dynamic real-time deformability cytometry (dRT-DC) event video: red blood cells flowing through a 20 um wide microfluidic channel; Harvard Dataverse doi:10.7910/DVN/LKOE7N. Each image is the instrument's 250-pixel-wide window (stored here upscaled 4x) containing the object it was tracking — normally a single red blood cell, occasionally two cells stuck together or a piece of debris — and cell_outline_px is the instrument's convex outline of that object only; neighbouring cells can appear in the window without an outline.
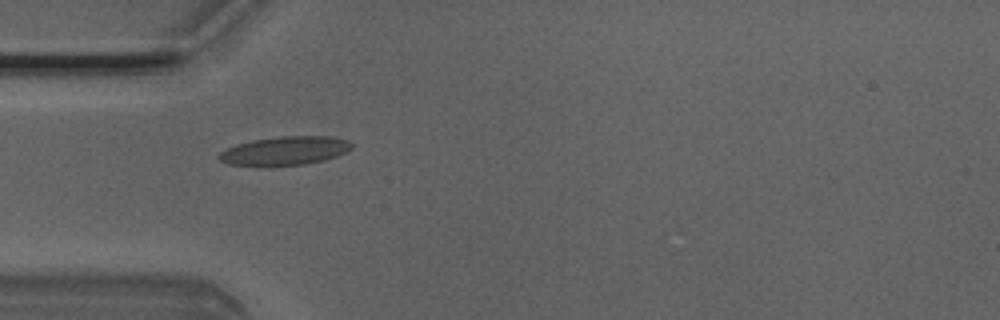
{"species": "Egyptian fruit bat (a non-hibernating species)", "species_latin": "Rousettus aegyptiacus", "temperature_condition": "room temperature", "stored_images_in_passage": 6, "camera_frame_rate_fps": 3000, "um_per_image_px": 0.085, "animal": {"sex": "male"}, "frame": {"image": 1, "passage_image": 5, "time_ms": 1.333, "image_size_px": [1000, 320], "cell_outline_px": [[352, 148], [336, 156], [324, 160], [304, 164], [268, 168], [228, 164], [220, 160], [216, 156], [220, 152], [236, 144], [252, 140], [280, 136], [328, 136], [348, 140], [352, 144]], "centroid_in_image_um": [24.15, 12.84], "position_along_channel_um": 60.8, "area_um2": 22.66}}